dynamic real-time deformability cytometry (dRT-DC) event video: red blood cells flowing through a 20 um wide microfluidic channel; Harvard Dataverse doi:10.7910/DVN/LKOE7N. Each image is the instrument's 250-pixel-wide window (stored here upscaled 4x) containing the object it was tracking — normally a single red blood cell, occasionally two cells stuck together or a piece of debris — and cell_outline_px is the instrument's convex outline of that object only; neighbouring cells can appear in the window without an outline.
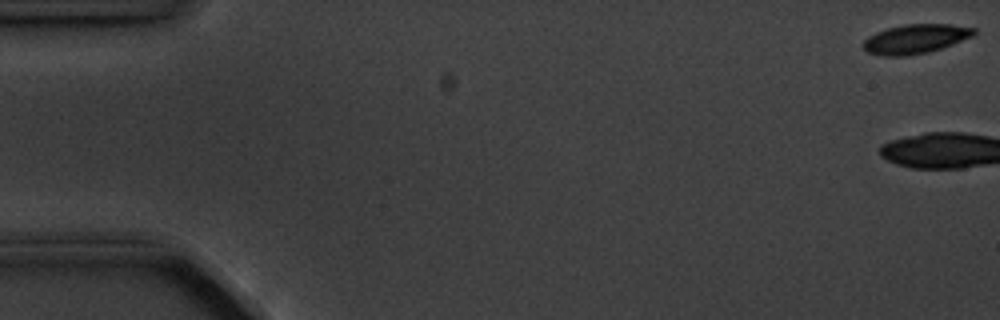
{"species": "common noctule bat (a hibernating species)", "species_latin": "Nyctalus noctula", "temperature_condition": "cold", "stored_images_in_passage": 7, "camera_frame_rate_fps": 3000, "um_per_image_px": 0.085, "animal": {"sex": "male", "body_mass_g": 20.1, "forearm_length_mm": 53.5}, "frame": {"image": 1, "passage_image": 1, "time_ms": 0.0, "image_size_px": [1000, 320], "cell_outline_px": [[976, 32], [972, 36], [952, 44], [928, 52], [904, 56], [884, 56], [868, 52], [864, 48], [864, 40], [868, 36], [876, 32], [888, 28], [904, 24], [952, 24], [976, 28]], "centroid_in_image_um": [77.82, 3.3], "position_along_channel_um": 7.2, "area_um2": 18.73}}